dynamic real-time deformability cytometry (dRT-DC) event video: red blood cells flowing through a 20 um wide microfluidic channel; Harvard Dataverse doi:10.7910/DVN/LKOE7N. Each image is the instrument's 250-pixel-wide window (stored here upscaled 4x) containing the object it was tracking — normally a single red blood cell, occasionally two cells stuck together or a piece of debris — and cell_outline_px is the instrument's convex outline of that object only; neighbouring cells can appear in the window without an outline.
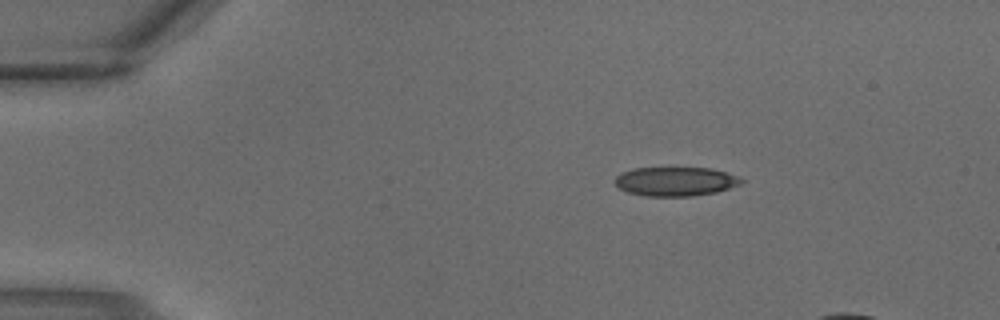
{"species": "common noctule bat (a hibernating species)", "species_latin": "Nyctalus noctula", "temperature_condition": "warm", "stored_images_in_passage": 3, "segment_of_instrument_passage": [1, 2], "camera_frame_rate_fps": 3000, "um_per_image_px": 0.085, "animal": {"sex": "male", "body_mass_g": 18.8}, "frame": {"image": 1, "passage_image": 1, "time_ms": 0.0, "image_size_px": [1000, 320], "cell_outline_px": [[744, 180], [740, 184], [716, 192], [692, 196], [644, 196], [628, 192], [620, 188], [616, 184], [616, 176], [620, 172], [636, 168], [712, 168], [728, 172], [740, 176]], "centroid_in_image_um": [57.45, 15.41], "position_along_channel_um": 27.6, "area_um2": 21.44}}